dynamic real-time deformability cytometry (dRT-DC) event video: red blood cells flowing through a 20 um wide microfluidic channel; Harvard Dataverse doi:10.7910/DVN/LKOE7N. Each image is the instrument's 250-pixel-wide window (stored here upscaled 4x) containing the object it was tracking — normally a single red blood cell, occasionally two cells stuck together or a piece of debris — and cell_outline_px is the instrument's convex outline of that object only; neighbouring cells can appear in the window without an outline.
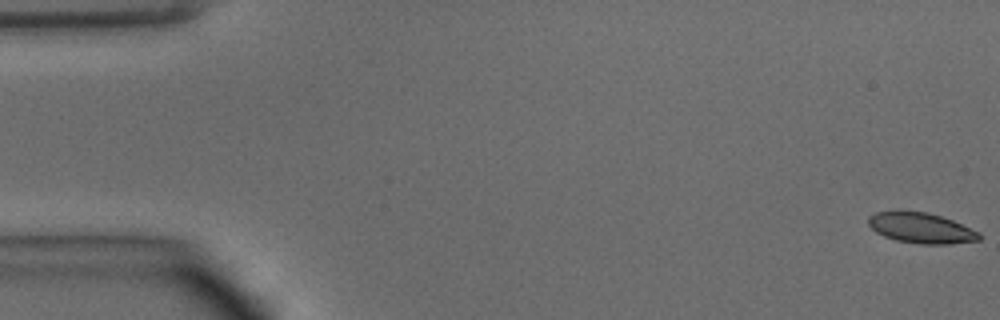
{"species": "common noctule bat (a hibernating species)", "species_latin": "Nyctalus noctula", "temperature_condition": "warm", "stored_images_in_passage": 7, "camera_frame_rate_fps": 3000, "um_per_image_px": 0.085, "animal": {"sex": "male", "body_mass_g": 15.6}, "frame": {"image": 1, "passage_image": 1, "time_ms": 0.0, "image_size_px": [1000, 320], "cell_outline_px": [[980, 240], [948, 244], [920, 244], [896, 240], [884, 236], [876, 232], [868, 224], [868, 216], [876, 212], [900, 208], [928, 212], [952, 220], [980, 232]], "centroid_in_image_um": [78.24, 19.34], "position_along_channel_um": 6.8, "area_um2": 20.17}}